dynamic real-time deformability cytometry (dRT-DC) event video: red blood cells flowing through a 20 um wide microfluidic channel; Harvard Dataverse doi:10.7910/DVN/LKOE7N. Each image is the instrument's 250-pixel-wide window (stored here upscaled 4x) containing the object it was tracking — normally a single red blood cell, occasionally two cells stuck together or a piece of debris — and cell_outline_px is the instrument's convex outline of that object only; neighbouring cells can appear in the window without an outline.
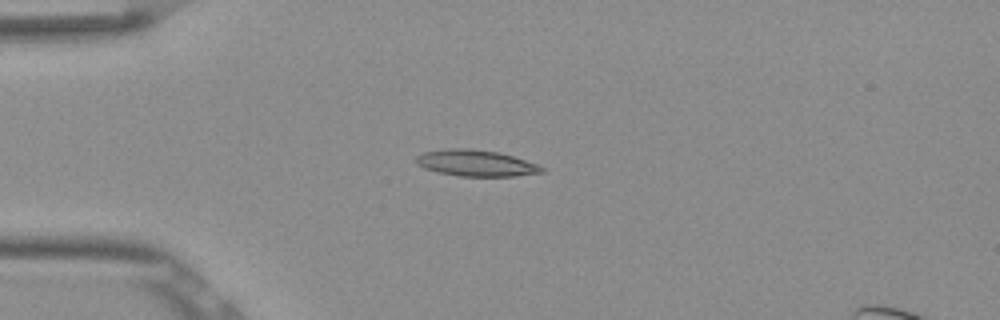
{"species": "Egyptian fruit bat (a non-hibernating species)", "species_latin": "Rousettus aegyptiacus", "temperature_condition": "room temperature", "stored_images_in_passage": 40, "camera_frame_rate_fps": 3000, "um_per_image_px": 0.085, "frame": {"image": 1, "passage_image": 1, "time_ms": 0.0, "image_size_px": [1000, 320], "cell_outline_px": [[544, 172], [516, 176], [460, 176], [436, 172], [424, 168], [416, 164], [416, 156], [424, 152], [444, 148], [468, 148], [496, 152], [512, 156], [536, 164], [544, 168]], "centroid_in_image_um": [40.4, 13.86], "position_along_channel_um": 44.6, "area_um2": 19.19}}
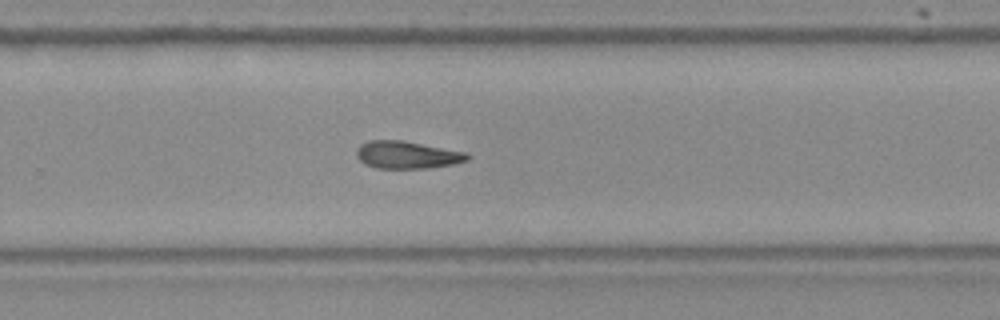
{"frame": {"image": 2, "passage_image": 22, "time_ms": 7.0, "image_size_px": [1000, 320], "cell_outline_px": [[472, 156], [468, 160], [452, 164], [428, 168], [376, 168], [364, 164], [356, 156], [356, 148], [360, 144], [368, 140], [400, 140], [468, 152]], "centroid_in_image_um": [34.59, 13.16], "position_along_channel_um": 295.2, "area_um2": 17.86}}
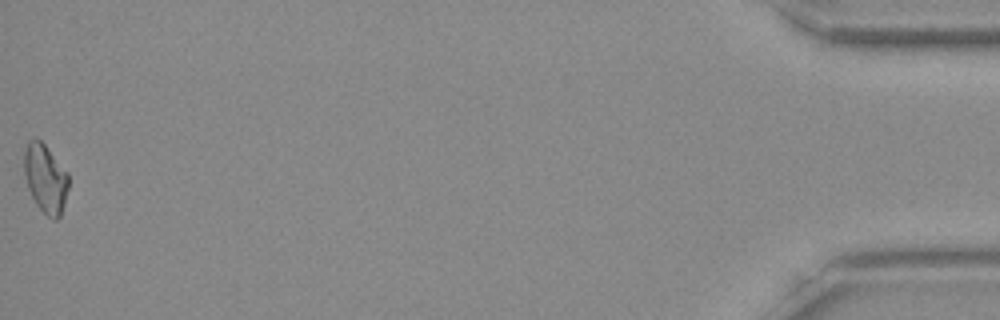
{"frame": {"image": 3, "passage_image": 40, "time_ms": 13.0, "image_size_px": [1000, 320], "cell_outline_px": [[68, 188], [64, 204], [60, 216], [56, 220], [52, 220], [36, 204], [28, 188], [24, 172], [24, 152], [28, 140], [36, 136], [44, 144], [68, 172]], "centroid_in_image_um": [3.86, 15.15], "position_along_channel_um": 431.3, "area_um2": 17.74}}